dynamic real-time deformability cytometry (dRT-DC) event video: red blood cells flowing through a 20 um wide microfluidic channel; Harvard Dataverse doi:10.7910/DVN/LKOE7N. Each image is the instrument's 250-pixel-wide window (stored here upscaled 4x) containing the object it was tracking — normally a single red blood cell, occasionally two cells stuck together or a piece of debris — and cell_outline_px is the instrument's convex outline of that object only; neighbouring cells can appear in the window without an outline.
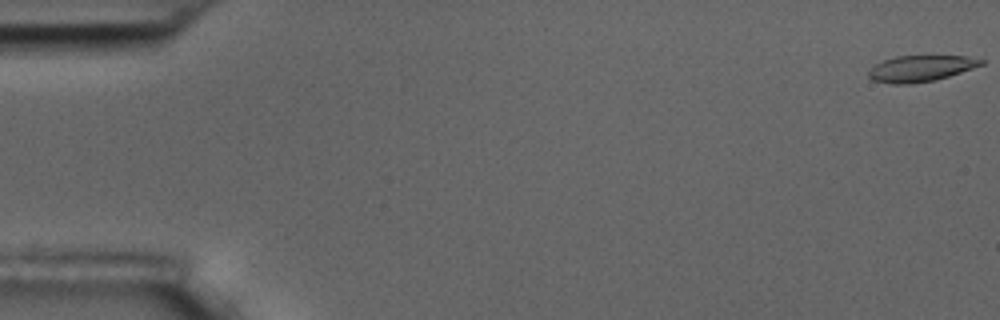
{"species": "common noctule bat (a hibernating species)", "species_latin": "Nyctalus noctula", "temperature_condition": "room temperature", "stored_images_in_passage": 7, "camera_frame_rate_fps": 3000, "um_per_image_px": 0.085, "animal": {"sex": "male", "body_mass_g": 17.5, "forearm_length_mm": 52.3}, "frame": {"image": 1, "passage_image": 1, "time_ms": 0.0, "image_size_px": [1000, 320], "cell_outline_px": [[984, 64], [936, 80], [908, 84], [892, 84], [872, 80], [868, 76], [868, 72], [876, 64], [884, 60], [896, 56], [968, 56], [984, 60]], "centroid_in_image_um": [78.25, 5.82], "position_along_channel_um": 6.8, "area_um2": 16.99}}